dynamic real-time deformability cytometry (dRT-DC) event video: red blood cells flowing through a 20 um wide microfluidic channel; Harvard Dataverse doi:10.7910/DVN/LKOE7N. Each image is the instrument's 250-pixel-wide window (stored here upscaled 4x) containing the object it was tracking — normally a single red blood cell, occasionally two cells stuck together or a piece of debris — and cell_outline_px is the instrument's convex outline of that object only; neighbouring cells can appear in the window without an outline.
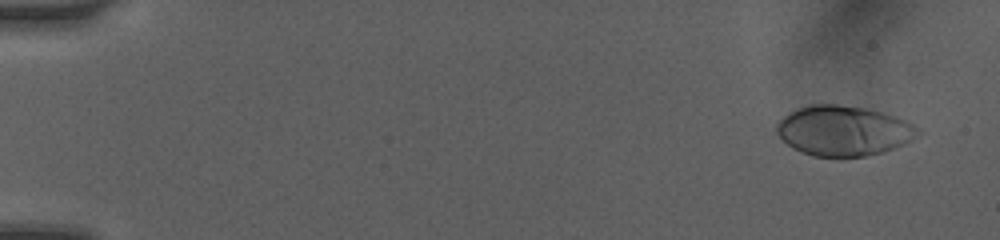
{"species": "human", "species_latin": "Homo sapiens", "temperature_condition": "room temperature", "stored_images_in_passage": 23, "camera_frame_rate_fps": 3000, "um_per_image_px": 0.085, "donor": {"sex": "female"}, "frame": {"image": 1, "passage_image": 3, "time_ms": 0.667, "image_size_px": [1000, 240], "cell_outline_px": [[924, 132], [920, 136], [896, 148], [884, 152], [864, 156], [812, 156], [792, 148], [776, 132], [776, 124], [784, 116], [796, 108], [812, 104], [836, 104], [864, 108], [884, 112], [896, 116], [920, 128]], "centroid_in_image_um": [71.75, 11.11], "position_along_channel_um": 13.3, "area_um2": 41.44}}
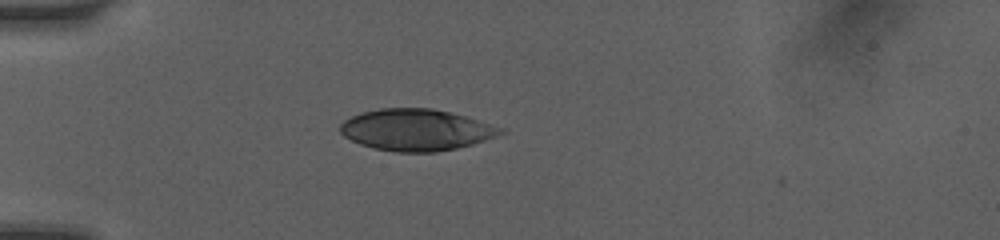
{"frame": {"image": 2, "passage_image": 20, "time_ms": 4.667, "image_size_px": [1000, 240], "cell_outline_px": [[508, 132], [472, 144], [456, 148], [436, 152], [396, 152], [372, 148], [360, 144], [344, 136], [340, 132], [340, 124], [344, 120], [360, 112], [380, 108], [432, 108], [464, 116], [508, 128]], "centroid_in_image_um": [35.4, 11.04], "position_along_channel_um": 49.6, "area_um2": 39.02}}